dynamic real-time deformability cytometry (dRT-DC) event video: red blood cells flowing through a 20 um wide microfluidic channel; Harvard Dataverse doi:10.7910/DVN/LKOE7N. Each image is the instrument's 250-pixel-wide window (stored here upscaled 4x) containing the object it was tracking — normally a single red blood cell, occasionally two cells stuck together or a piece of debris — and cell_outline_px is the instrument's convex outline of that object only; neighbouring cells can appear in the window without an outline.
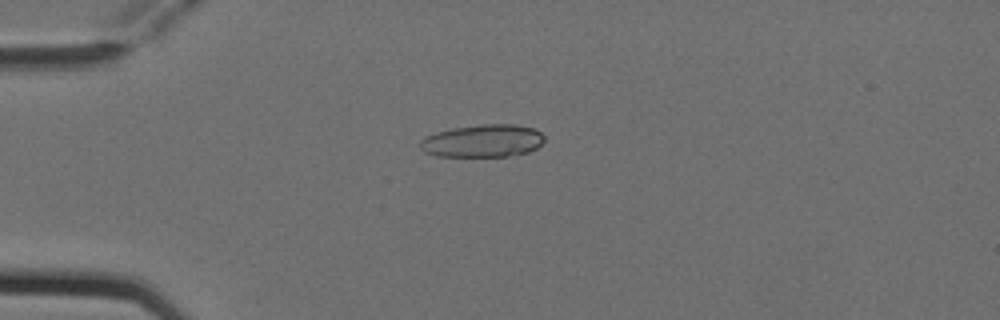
{"species": "Egyptian fruit bat (a non-hibernating species)", "species_latin": "Rousettus aegyptiacus", "temperature_condition": "cold", "stored_images_in_passage": 5, "camera_frame_rate_fps": 3000, "um_per_image_px": 0.085, "animal": {"sex": "female"}, "frame": {"image": 1, "passage_image": 2, "time_ms": 0.333, "image_size_px": [1000, 320], "cell_outline_px": [[544, 140], [536, 148], [528, 152], [508, 156], [436, 156], [424, 152], [420, 148], [420, 140], [424, 136], [436, 132], [452, 128], [480, 124], [516, 124], [532, 128], [540, 132], [544, 136]], "centroid_in_image_um": [41.0, 11.97], "position_along_channel_um": 44.0, "area_um2": 23.76}}
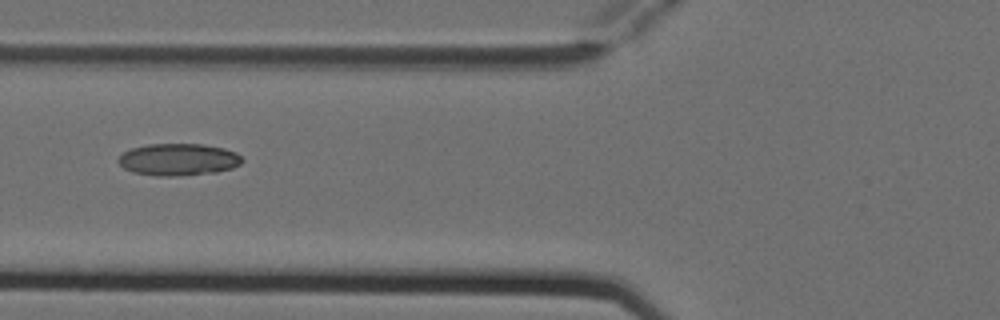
{"frame": {"image": 2, "passage_image": 4, "time_ms": 1.0, "image_size_px": [1000, 320], "cell_outline_px": [[244, 160], [240, 164], [232, 168], [216, 172], [176, 176], [156, 176], [132, 172], [124, 168], [116, 160], [124, 152], [132, 148], [148, 144], [204, 144], [224, 148], [236, 152]], "centroid_in_image_um": [15.16, 13.56], "position_along_channel_um": 110.6, "area_um2": 23.18}}
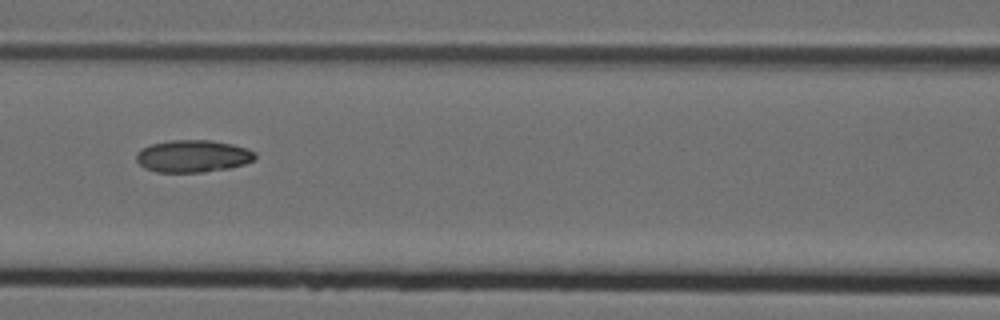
{"frame": {"image": 3, "passage_image": 5, "time_ms": 1.333, "image_size_px": [1000, 320], "cell_outline_px": [[256, 156], [252, 160], [244, 164], [228, 168], [204, 172], [156, 172], [144, 168], [136, 160], [136, 152], [140, 148], [152, 144], [172, 140], [212, 140], [232, 144], [248, 148], [256, 152]], "centroid_in_image_um": [16.38, 13.27], "position_along_channel_um": 150.2, "area_um2": 22.43}}